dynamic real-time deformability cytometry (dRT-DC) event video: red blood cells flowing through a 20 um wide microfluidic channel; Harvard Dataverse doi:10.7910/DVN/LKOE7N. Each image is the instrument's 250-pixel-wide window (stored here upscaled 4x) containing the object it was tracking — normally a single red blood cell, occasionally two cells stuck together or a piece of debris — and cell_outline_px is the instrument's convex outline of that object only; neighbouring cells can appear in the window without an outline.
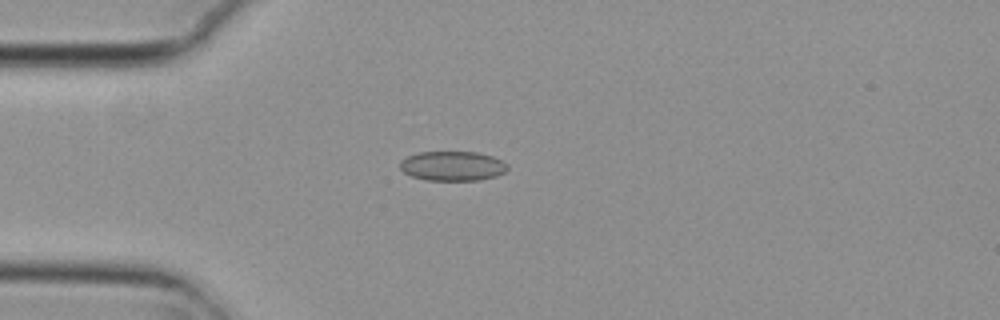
{"species": "common noctule bat (a hibernating species)", "species_latin": "Nyctalus noctula", "temperature_condition": "cold", "stored_images_in_passage": 5, "camera_frame_rate_fps": 3000, "um_per_image_px": 0.085, "animal": {"sex": "female", "body_mass_g": 29.2, "forearm_length_mm": 56.3}, "frame": {"image": 1, "passage_image": 2, "time_ms": 0.333, "image_size_px": [1000, 320], "cell_outline_px": [[508, 168], [504, 172], [496, 176], [480, 180], [428, 180], [412, 176], [404, 172], [400, 168], [400, 160], [408, 156], [420, 152], [476, 152], [492, 156], [508, 164]], "centroid_in_image_um": [38.47, 14.11], "position_along_channel_um": 46.5, "area_um2": 18.44}}
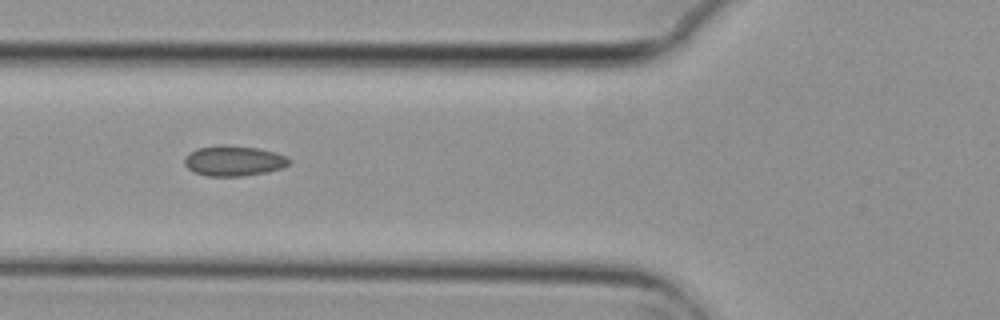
{"frame": {"image": 2, "passage_image": 4, "time_ms": 1.0, "image_size_px": [1000, 320], "cell_outline_px": [[292, 160], [288, 164], [280, 168], [264, 172], [244, 176], [208, 176], [192, 172], [184, 164], [184, 160], [192, 152], [200, 148], [224, 144], [228, 144], [256, 148], [276, 152]], "centroid_in_image_um": [19.86, 13.67], "position_along_channel_um": 105.9, "area_um2": 18.26}}
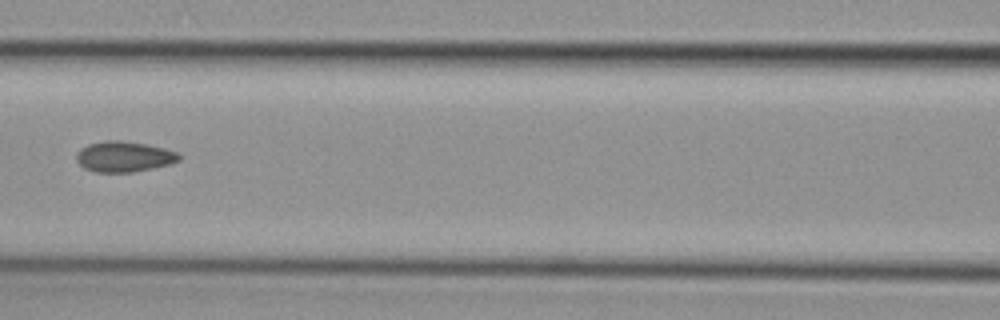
{"frame": {"image": 3, "passage_image": 5, "time_ms": 1.333, "image_size_px": [1000, 320], "cell_outline_px": [[180, 160], [172, 164], [132, 172], [96, 172], [84, 168], [76, 160], [76, 152], [80, 148], [88, 144], [104, 140], [120, 140], [148, 144], [180, 152]], "centroid_in_image_um": [10.55, 13.3], "position_along_channel_um": 156.0, "area_um2": 18.55}}